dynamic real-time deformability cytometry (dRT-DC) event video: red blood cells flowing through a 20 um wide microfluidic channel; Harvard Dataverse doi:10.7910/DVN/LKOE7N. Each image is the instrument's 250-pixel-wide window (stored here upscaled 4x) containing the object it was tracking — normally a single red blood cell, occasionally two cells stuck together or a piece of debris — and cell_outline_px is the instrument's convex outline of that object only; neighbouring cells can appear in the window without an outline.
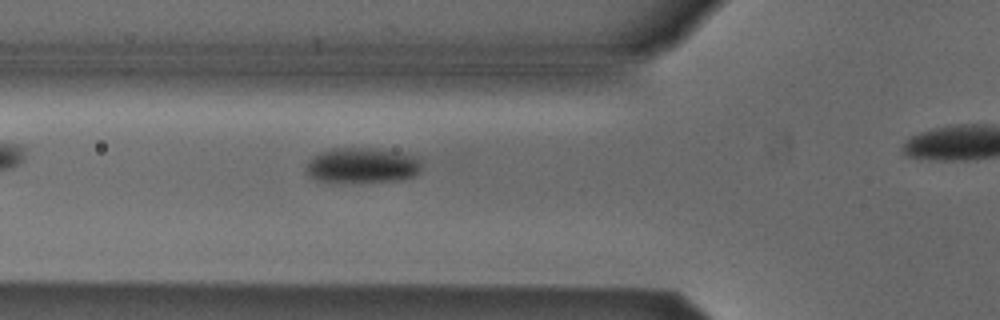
{"species": "Egyptian fruit bat (a non-hibernating species)", "species_latin": "Rousettus aegyptiacus", "temperature_condition": "cold", "stored_images_in_passage": 6, "camera_frame_rate_fps": 3000, "um_per_image_px": 0.085, "animal": {"sex": "male"}, "frame": {"image": 1, "passage_image": 5, "time_ms": 1.333, "image_size_px": [1000, 320], "cell_outline_px": [[420, 172], [412, 176], [400, 180], [332, 184], [316, 180], [308, 176], [304, 168], [304, 164], [312, 156], [320, 152], [332, 148], [372, 148], [404, 152], [420, 156]], "centroid_in_image_um": [30.73, 14.07], "position_along_channel_um": 95.1, "area_um2": 24.8}}